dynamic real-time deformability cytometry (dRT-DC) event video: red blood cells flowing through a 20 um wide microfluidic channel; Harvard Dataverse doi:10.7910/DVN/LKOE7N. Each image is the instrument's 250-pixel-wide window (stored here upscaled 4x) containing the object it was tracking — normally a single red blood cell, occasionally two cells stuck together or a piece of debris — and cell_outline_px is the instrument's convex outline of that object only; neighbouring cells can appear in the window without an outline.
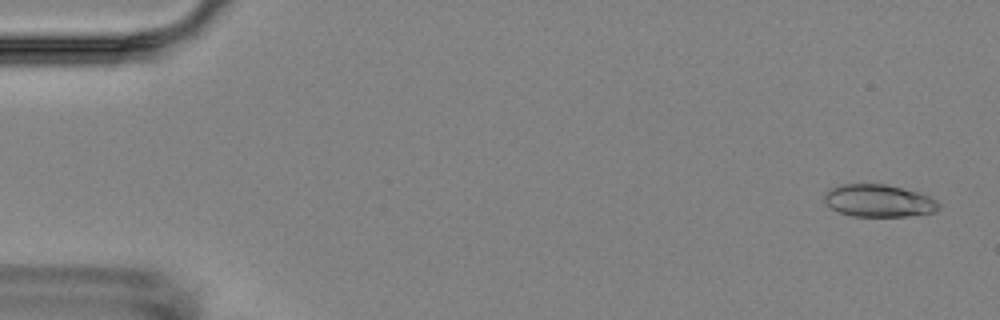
{"species": "Egyptian fruit bat (a non-hibernating species)", "species_latin": "Rousettus aegyptiacus", "temperature_condition": "room temperature", "stored_images_in_passage": 5, "camera_frame_rate_fps": 3000, "um_per_image_px": 0.085, "animal": {"sex": "female"}, "frame": {"image": 1, "passage_image": 1, "time_ms": 0.0, "image_size_px": [1000, 320], "cell_outline_px": [[940, 208], [936, 212], [908, 216], [852, 216], [840, 212], [832, 208], [824, 200], [824, 192], [832, 188], [844, 184], [884, 184], [916, 192], [928, 196], [936, 200], [940, 204]], "centroid_in_image_um": [74.7, 17.07], "position_along_channel_um": 10.3, "area_um2": 21.39}}